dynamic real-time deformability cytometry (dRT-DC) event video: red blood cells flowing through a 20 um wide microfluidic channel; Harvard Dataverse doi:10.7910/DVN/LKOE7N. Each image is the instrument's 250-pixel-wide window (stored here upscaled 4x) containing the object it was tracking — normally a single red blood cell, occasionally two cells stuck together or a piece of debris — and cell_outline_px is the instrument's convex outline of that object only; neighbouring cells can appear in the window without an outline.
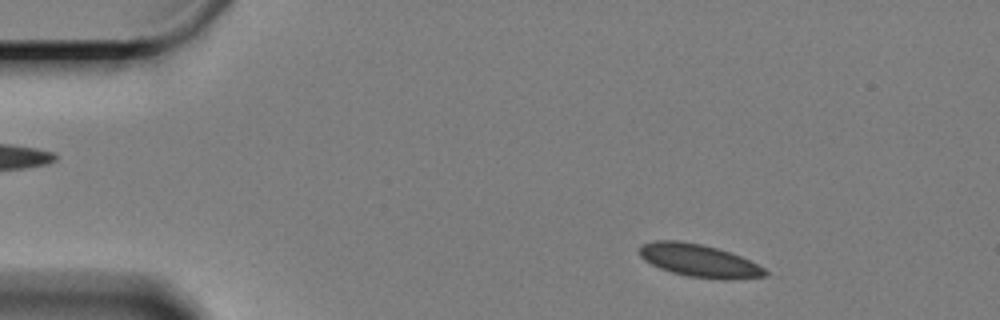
{"species": "Egyptian fruit bat (a non-hibernating species)", "species_latin": "Rousettus aegyptiacus", "temperature_condition": "cold", "stored_images_in_passage": 59, "camera_frame_rate_fps": 3000, "um_per_image_px": 0.085, "animal": {"sex": "female"}, "frame": {"image": 1, "passage_image": 7, "time_ms": 2.0, "image_size_px": [1000, 320], "cell_outline_px": [[768, 276], [728, 280], [724, 280], [688, 276], [672, 272], [660, 268], [644, 260], [640, 256], [640, 248], [644, 244], [656, 240], [680, 240], [700, 244], [716, 248], [740, 256], [764, 268], [768, 272]], "centroid_in_image_um": [59.43, 22.16], "position_along_channel_um": 25.6, "area_um2": 23.76}}
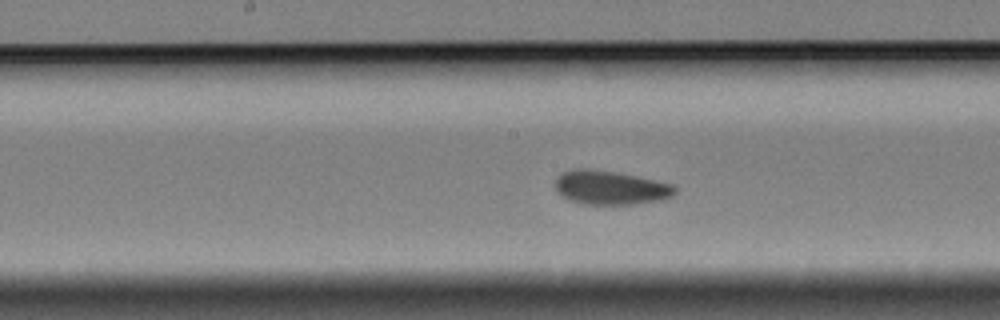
{"frame": {"image": 2, "passage_image": 29, "time_ms": 9.333, "image_size_px": [1000, 320], "cell_outline_px": [[676, 192], [672, 196], [664, 200], [636, 204], [584, 204], [568, 200], [556, 192], [556, 176], [560, 172], [576, 168], [592, 168], [616, 172], [636, 176], [672, 184], [676, 188]], "centroid_in_image_um": [51.85, 15.94], "position_along_channel_um": 196.3, "area_um2": 23.99}}
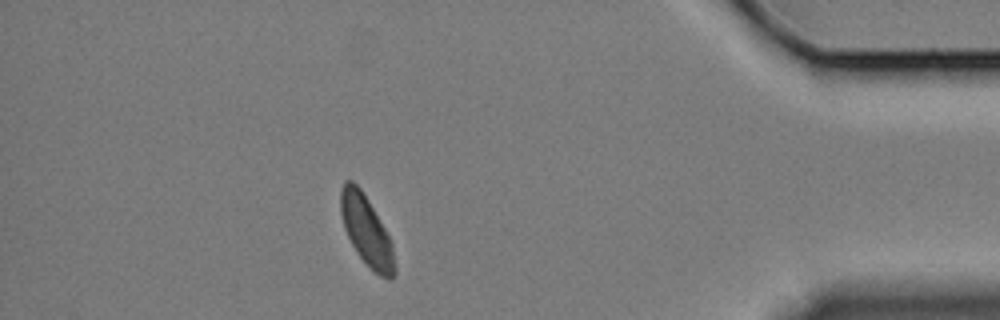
{"frame": {"image": 3, "passage_image": 52, "time_ms": 17.0, "image_size_px": [1000, 320], "cell_outline_px": [[396, 272], [388, 280], [372, 272], [356, 252], [344, 228], [340, 212], [340, 188], [344, 180], [352, 180], [360, 188], [368, 200], [384, 228], [392, 244], [396, 268]], "centroid_in_image_um": [31.13, 19.63], "position_along_channel_um": 404.1, "area_um2": 21.96}, "authors_computed_cell_mechanics": {"area_um2": 23.4668, "velocity_mm_per_s": 3.2564, "shape_relaxation_time_tau1_ms": 5.6595, "shape_relaxation_time_tau2_ms": 1.487, "deformation_change_tau1": 0.0815, "deformation_change_tau2": 0.0496}}